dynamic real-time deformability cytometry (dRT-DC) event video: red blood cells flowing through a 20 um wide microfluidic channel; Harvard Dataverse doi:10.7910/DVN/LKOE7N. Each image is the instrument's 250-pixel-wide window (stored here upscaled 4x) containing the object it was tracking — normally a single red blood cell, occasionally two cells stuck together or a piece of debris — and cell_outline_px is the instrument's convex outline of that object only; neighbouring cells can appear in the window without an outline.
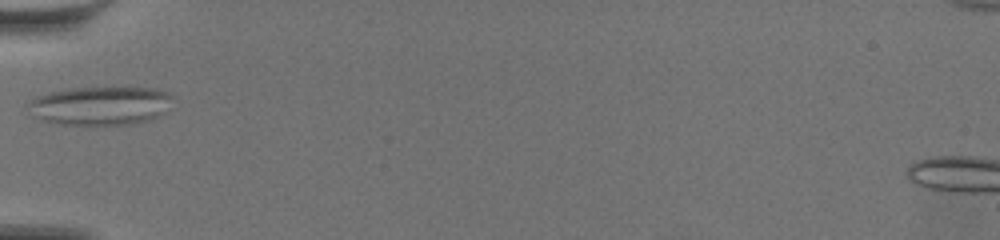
{"species": "common noctule bat (a hibernating species)", "species_latin": "Nyctalus noctula", "temperature_condition": "warm", "stored_images_in_passage": 29, "camera_frame_rate_fps": 3000, "um_per_image_px": 0.085, "animal": {"sex": "female", "body_mass_g": 19.5, "forearm_length_mm": 54.1}, "frame": {"image": 1, "passage_image": 1, "time_ms": 0.0, "image_size_px": [1000, 240], "cell_outline_px": [[176, 96], [168, 112], [148, 120], [132, 124], [56, 124], [44, 120], [36, 116], [28, 104], [36, 96], [64, 88], [128, 84], [156, 88], [168, 92]], "centroid_in_image_um": [8.69, 8.9], "position_along_channel_um": 76.3, "area_um2": 33.93}}
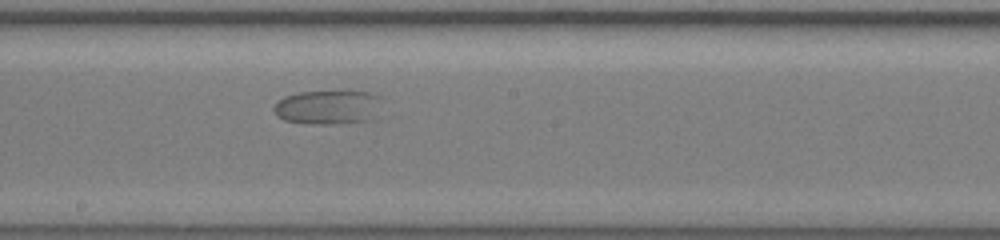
{"frame": {"image": 2, "passage_image": 13, "time_ms": 4.0, "image_size_px": [1000, 240], "cell_outline_px": [[384, 96], [364, 120], [328, 124], [320, 124], [284, 120], [276, 116], [272, 108], [284, 96], [300, 92], [348, 88], [368, 92]], "centroid_in_image_um": [27.8, 9.02], "position_along_channel_um": 220.4, "area_um2": 21.5}}
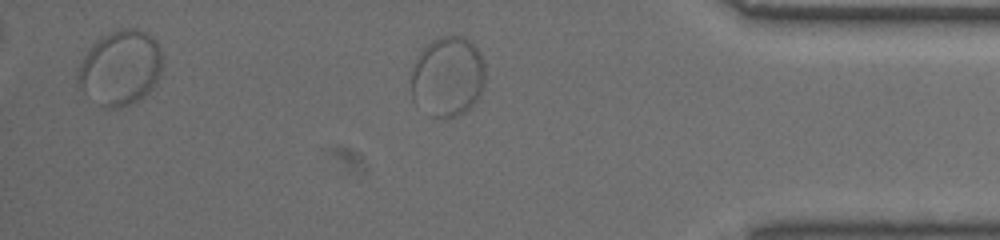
{"frame": {"image": 3, "passage_image": 22, "time_ms": 7.0, "image_size_px": [1000, 240], "cell_outline_px": [[484, 80], [480, 96], [460, 116], [448, 120], [440, 120], [432, 116], [412, 100], [412, 72], [416, 60], [420, 52], [432, 40], [440, 36], [464, 36], [480, 52], [484, 64]], "centroid_in_image_um": [38.06, 6.55], "position_along_channel_um": 397.1, "area_um2": 34.74}}